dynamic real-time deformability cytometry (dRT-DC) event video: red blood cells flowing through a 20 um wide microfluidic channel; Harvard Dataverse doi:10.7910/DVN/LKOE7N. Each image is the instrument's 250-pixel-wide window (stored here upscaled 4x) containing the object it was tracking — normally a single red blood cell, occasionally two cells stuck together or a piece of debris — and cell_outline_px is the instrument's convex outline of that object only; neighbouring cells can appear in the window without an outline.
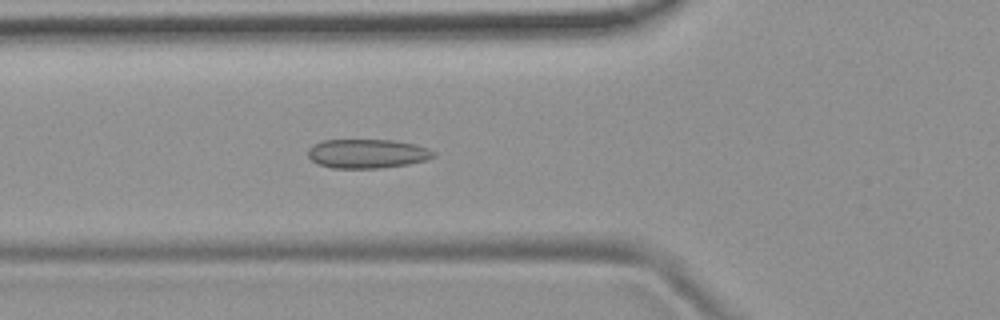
{"species": "common noctule bat (a hibernating species)", "species_latin": "Nyctalus noctula", "temperature_condition": "room temperature", "stored_images_in_passage": 51, "camera_frame_rate_fps": 3000, "um_per_image_px": 0.085, "animal": {"sex": "female", "body_mass_g": 19.9}, "frame": {"image": 1, "passage_image": 17, "time_ms": 5.333, "image_size_px": [1000, 320], "cell_outline_px": [[436, 156], [428, 160], [408, 164], [380, 168], [332, 168], [316, 164], [308, 156], [308, 148], [312, 144], [324, 140], [392, 140], [416, 144], [428, 148], [436, 152]], "centroid_in_image_um": [31.23, 13.06], "position_along_channel_um": 94.6, "area_um2": 21.56}}
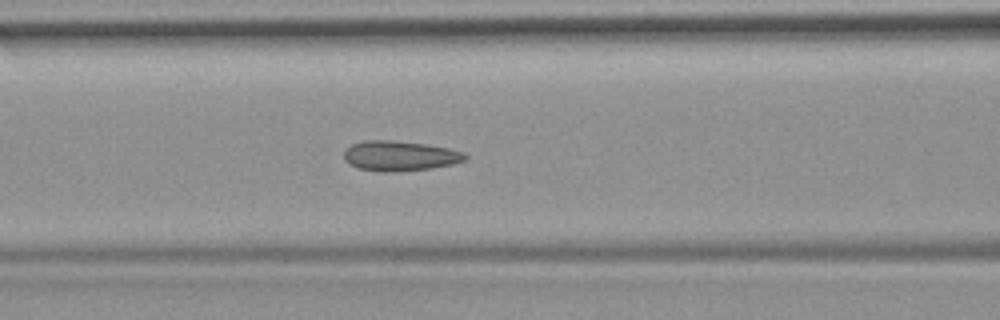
{"frame": {"image": 2, "passage_image": 20, "time_ms": 6.333, "image_size_px": [1000, 320], "cell_outline_px": [[468, 156], [464, 160], [452, 164], [432, 168], [392, 172], [380, 172], [360, 168], [348, 164], [344, 160], [344, 152], [352, 144], [364, 140], [392, 140], [428, 144], [448, 148], [464, 152]], "centroid_in_image_um": [33.97, 13.24], "position_along_channel_um": 132.6, "area_um2": 21.27}}
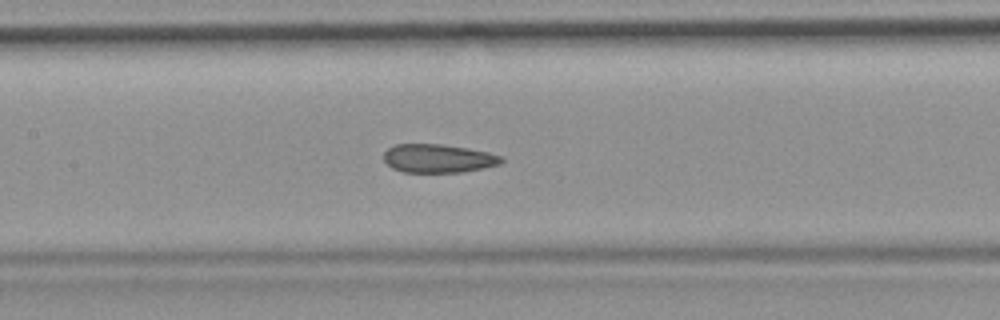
{"frame": {"image": 3, "passage_image": 23, "time_ms": 7.333, "image_size_px": [1000, 320], "cell_outline_px": [[504, 160], [500, 164], [484, 168], [464, 172], [404, 172], [392, 168], [384, 160], [384, 152], [388, 148], [396, 144], [440, 144], [468, 148], [488, 152], [504, 156]], "centroid_in_image_um": [37.28, 13.46], "position_along_channel_um": 170.1, "area_um2": 19.65}, "authors_computed_cell_mechanics": {"area_um2": 20.7502, "velocity_mm_per_s": 3.7665, "shape_relaxation_time_tau1_ms": null, "shape_relaxation_time_tau2_ms": 2.3404, "deformation_change_tau1": null, "deformation_change_tau2": 0.0704}}